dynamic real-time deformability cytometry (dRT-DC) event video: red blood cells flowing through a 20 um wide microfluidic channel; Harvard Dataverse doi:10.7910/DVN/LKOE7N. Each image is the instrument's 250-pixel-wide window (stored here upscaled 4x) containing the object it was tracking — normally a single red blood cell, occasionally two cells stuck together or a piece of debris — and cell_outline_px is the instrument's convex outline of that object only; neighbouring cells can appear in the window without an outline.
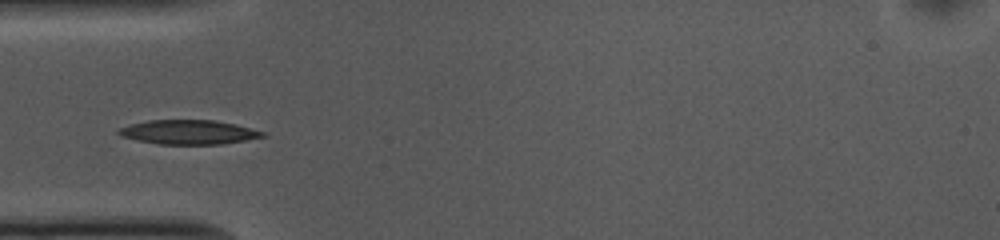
{"species": "common noctule bat (a hibernating species)", "species_latin": "Nyctalus noctula", "temperature_condition": "cold", "stored_images_in_passage": 45, "camera_frame_rate_fps": 3000, "um_per_image_px": 0.085, "animal": {"sex": "female", "body_mass_g": 10.0, "forearm_length_mm": 53.1}, "frame": {"image": 1, "passage_image": 8, "time_ms": 2.333, "image_size_px": [1000, 240], "cell_outline_px": [[268, 136], [220, 144], [160, 144], [120, 136], [116, 132], [120, 128], [132, 124], [148, 120], [216, 120], [236, 124], [268, 132]], "centroid_in_image_um": [16.1, 11.22], "position_along_channel_um": 68.9, "area_um2": 20.35}}
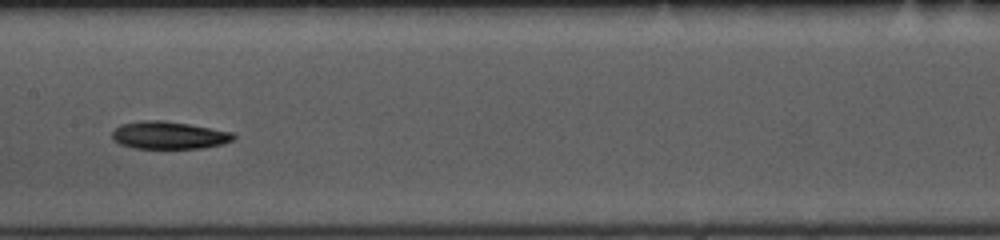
{"frame": {"image": 2, "passage_image": 18, "time_ms": 5.667, "image_size_px": [1000, 240], "cell_outline_px": [[236, 136], [232, 140], [220, 144], [204, 148], [136, 148], [120, 144], [112, 140], [112, 132], [120, 124], [140, 120], [164, 120], [188, 124], [232, 132]], "centroid_in_image_um": [14.31, 11.49], "position_along_channel_um": 193.1, "area_um2": 19.42}}
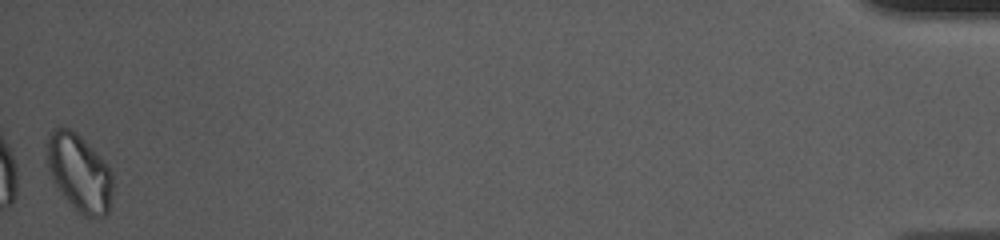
{"frame": {"image": 3, "passage_image": 45, "time_ms": 14.667, "image_size_px": [1000, 240], "cell_outline_px": [[112, 192], [108, 212], [104, 216], [84, 216], [64, 196], [52, 180], [48, 172], [48, 136], [56, 128], [68, 128], [76, 132], [108, 164], [112, 172]], "centroid_in_image_um": [6.76, 14.68], "position_along_channel_um": 428.4, "area_um2": 29.07}, "authors_computed_cell_mechanics": {"area_um2": 19.9988, "velocity_mm_per_s": 3.7069, "shape_relaxation_time_tau1_ms": 3.7385, "shape_relaxation_time_tau2_ms": null, "deformation_change_tau1": 0.1156, "deformation_change_tau2": null}}